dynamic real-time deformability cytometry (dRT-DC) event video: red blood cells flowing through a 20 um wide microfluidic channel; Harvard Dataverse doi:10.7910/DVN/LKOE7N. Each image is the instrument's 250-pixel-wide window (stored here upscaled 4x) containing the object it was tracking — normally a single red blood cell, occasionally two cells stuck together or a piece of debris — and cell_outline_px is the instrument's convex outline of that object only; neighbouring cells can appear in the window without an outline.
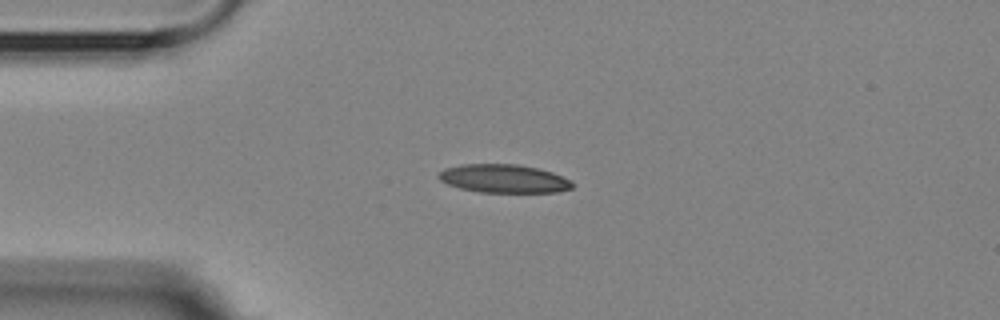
{"species": "Egyptian fruit bat (a non-hibernating species)", "species_latin": "Rousettus aegyptiacus", "temperature_condition": "room temperature", "stored_images_in_passage": 4, "camera_frame_rate_fps": 3000, "um_per_image_px": 0.085, "animal": {"sex": "female"}, "frame": {"image": 1, "passage_image": 3, "time_ms": 2.667, "image_size_px": [1000, 320], "cell_outline_px": [[576, 184], [572, 188], [556, 192], [480, 192], [460, 188], [448, 184], [440, 180], [436, 176], [444, 168], [460, 164], [516, 164], [536, 168], [552, 172]], "centroid_in_image_um": [42.78, 15.18], "position_along_channel_um": 42.2, "area_um2": 22.02}}